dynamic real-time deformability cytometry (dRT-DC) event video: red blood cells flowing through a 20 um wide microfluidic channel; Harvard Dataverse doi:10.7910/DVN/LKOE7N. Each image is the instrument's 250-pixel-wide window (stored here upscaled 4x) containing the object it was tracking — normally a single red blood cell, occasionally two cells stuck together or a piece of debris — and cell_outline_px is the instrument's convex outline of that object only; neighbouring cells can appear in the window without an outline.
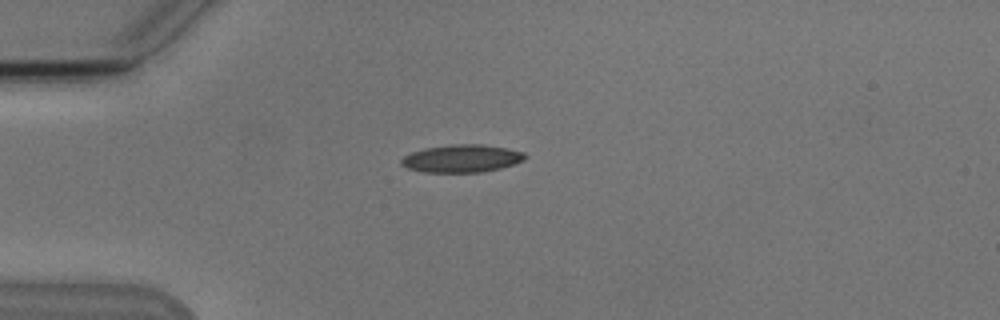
{"species": "Egyptian fruit bat (a non-hibernating species)", "species_latin": "Rousettus aegyptiacus", "temperature_condition": "cold", "stored_images_in_passage": 1, "camera_frame_rate_fps": 3000, "um_per_image_px": 0.085, "animal": {"sex": "male"}, "frame": {"image": 1, "passage_image": 1, "time_ms": 0.0, "image_size_px": [1000, 320], "cell_outline_px": [[528, 156], [524, 160], [500, 168], [484, 172], [424, 172], [408, 168], [400, 164], [400, 160], [404, 156], [412, 152], [424, 148], [448, 144], [480, 144], [504, 148], [524, 152]], "centroid_in_image_um": [39.23, 13.47], "position_along_channel_um": 45.8, "area_um2": 19.94}}